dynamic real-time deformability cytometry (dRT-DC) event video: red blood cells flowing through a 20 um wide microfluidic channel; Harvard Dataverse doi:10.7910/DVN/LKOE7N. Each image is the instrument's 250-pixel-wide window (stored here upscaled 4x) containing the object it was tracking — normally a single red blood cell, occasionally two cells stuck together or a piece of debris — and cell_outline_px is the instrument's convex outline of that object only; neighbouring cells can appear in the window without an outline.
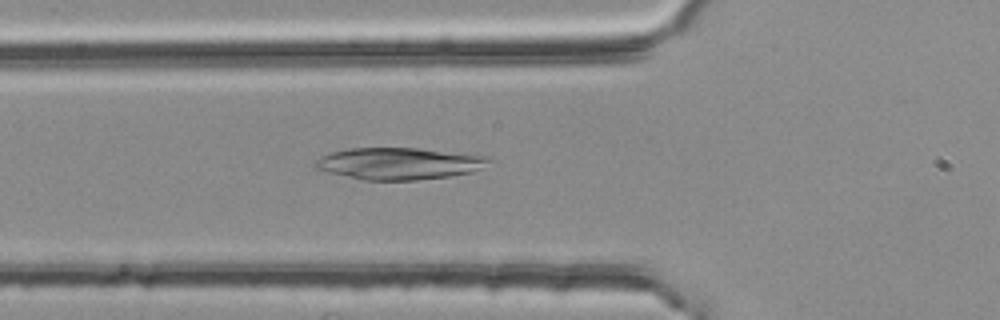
{"species": "common noctule bat (a hibernating species)", "species_latin": "Nyctalus noctula", "temperature_condition": "room temperature", "stored_images_in_passage": 38, "camera_frame_rate_fps": 3000, "um_per_image_px": 0.085, "animal": {"sex": "female", "body_mass_g": 25.1}, "frame": {"image": 1, "passage_image": 10, "time_ms": 3.0, "image_size_px": [1000, 320], "cell_outline_px": [[496, 160], [472, 172], [452, 176], [416, 180], [364, 180], [316, 168], [312, 164], [320, 156], [332, 152], [348, 148], [416, 148], [488, 156]], "centroid_in_image_um": [33.97, 13.89], "position_along_channel_um": 91.8, "area_um2": 32.14}}
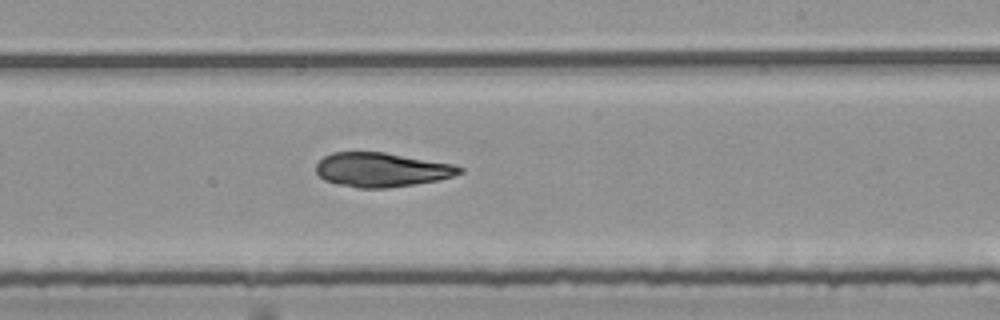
{"frame": {"image": 2, "passage_image": 23, "time_ms": 7.333, "image_size_px": [1000, 320], "cell_outline_px": [[464, 172], [452, 176], [436, 180], [388, 188], [356, 188], [336, 184], [324, 180], [316, 172], [316, 164], [324, 156], [332, 152], [384, 152], [452, 164], [464, 168]], "centroid_in_image_um": [32.4, 14.43], "position_along_channel_um": 256.6, "area_um2": 28.5}}
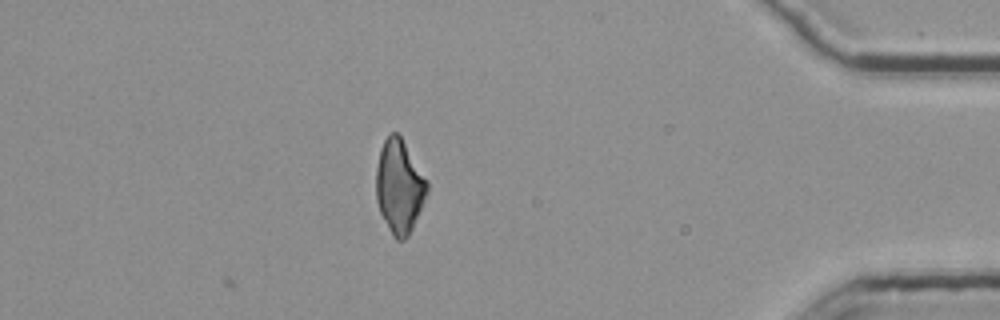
{"frame": {"image": 3, "passage_image": 38, "time_ms": 12.333, "image_size_px": [1000, 320], "cell_outline_px": [[428, 192], [412, 228], [408, 236], [404, 240], [396, 240], [392, 236], [380, 212], [376, 200], [376, 168], [380, 148], [388, 132], [396, 132], [400, 136], [428, 180]], "centroid_in_image_um": [33.93, 15.84], "position_along_channel_um": 401.3, "area_um2": 27.86}, "authors_computed_cell_mechanics": {"area_um2": 29.1312, "velocity_mm_per_s": 3.7901, "shape_relaxation_time_tau1_ms": null, "shape_relaxation_time_tau2_ms": 6.0239, "deformation_change_tau1": null, "deformation_change_tau2": 0.102}}